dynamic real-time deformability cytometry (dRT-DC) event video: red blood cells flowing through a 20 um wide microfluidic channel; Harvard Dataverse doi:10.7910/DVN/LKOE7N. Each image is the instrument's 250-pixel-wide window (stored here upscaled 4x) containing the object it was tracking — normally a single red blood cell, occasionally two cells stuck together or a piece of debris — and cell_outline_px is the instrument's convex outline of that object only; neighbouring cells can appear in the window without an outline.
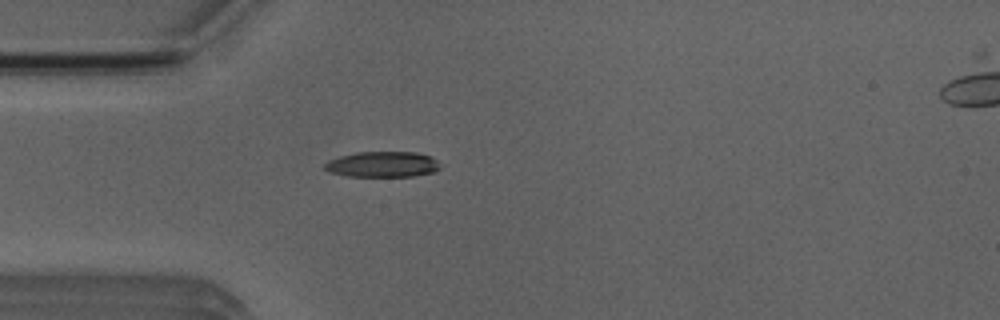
{"species": "Egyptian fruit bat (a non-hibernating species)", "species_latin": "Rousettus aegyptiacus", "temperature_condition": "room temperature", "stored_images_in_passage": 2, "camera_frame_rate_fps": 3000, "um_per_image_px": 0.085, "animal": {"sex": "male"}, "frame": {"image": 1, "passage_image": 1, "time_ms": 0.0, "image_size_px": [1000, 320], "cell_outline_px": [[440, 168], [432, 172], [412, 176], [344, 176], [332, 172], [324, 168], [324, 164], [328, 160], [340, 156], [356, 152], [416, 152], [432, 156], [436, 160]], "centroid_in_image_um": [32.5, 13.96], "position_along_channel_um": 52.5, "area_um2": 17.17}}